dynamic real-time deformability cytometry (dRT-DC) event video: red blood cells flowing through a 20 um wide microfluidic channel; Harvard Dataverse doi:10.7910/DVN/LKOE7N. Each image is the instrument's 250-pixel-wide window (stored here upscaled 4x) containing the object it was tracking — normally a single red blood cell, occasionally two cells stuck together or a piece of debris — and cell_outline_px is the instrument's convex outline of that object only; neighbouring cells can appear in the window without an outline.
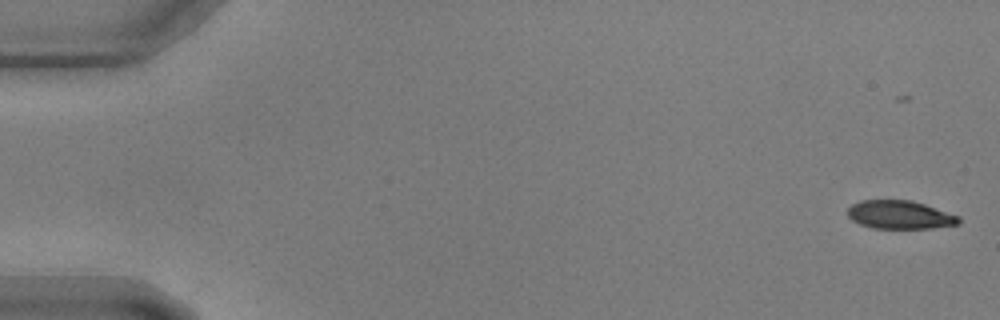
{"species": "common noctule bat (a hibernating species)", "species_latin": "Nyctalus noctula", "temperature_condition": "warm", "stored_images_in_passage": 6, "camera_frame_rate_fps": 3000, "um_per_image_px": 0.085, "animal": {"sex": "male", "body_mass_g": 17.9, "forearm_length_mm": 54.2}, "frame": {"image": 1, "passage_image": 1, "time_ms": 0.0, "image_size_px": [1000, 320], "cell_outline_px": [[960, 224], [932, 228], [872, 228], [860, 224], [852, 220], [848, 216], [848, 208], [852, 204], [860, 200], [912, 200], [960, 216]], "centroid_in_image_um": [76.49, 18.25], "position_along_channel_um": 8.5, "area_um2": 18.38}}